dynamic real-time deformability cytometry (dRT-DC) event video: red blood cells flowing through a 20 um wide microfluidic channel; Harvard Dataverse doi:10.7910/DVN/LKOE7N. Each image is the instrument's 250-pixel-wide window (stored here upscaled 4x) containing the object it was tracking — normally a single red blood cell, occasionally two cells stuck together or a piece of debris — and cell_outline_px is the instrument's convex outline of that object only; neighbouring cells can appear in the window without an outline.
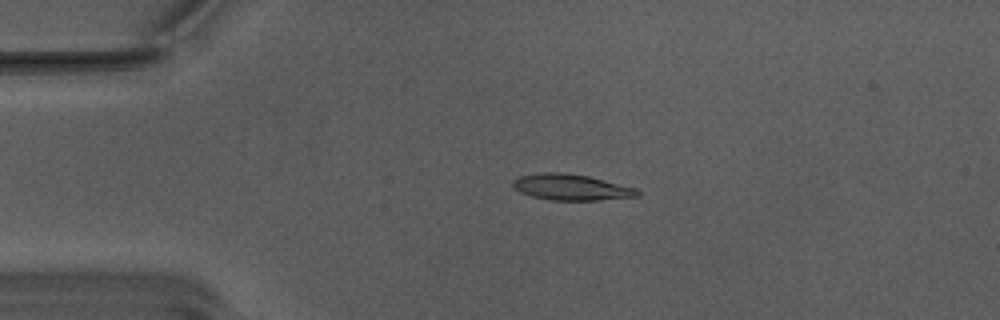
{"species": "Egyptian fruit bat (a non-hibernating species)", "species_latin": "Rousettus aegyptiacus", "temperature_condition": "warm", "stored_images_in_passage": 13, "camera_frame_rate_fps": 3000, "um_per_image_px": 0.085, "animal": {"sex": "male"}, "frame": {"image": 1, "passage_image": 1, "time_ms": 0.0, "image_size_px": [1000, 320], "cell_outline_px": [[640, 196], [596, 200], [552, 200], [532, 196], [520, 192], [512, 184], [512, 180], [520, 176], [544, 172], [560, 172], [588, 176], [636, 188], [640, 192]], "centroid_in_image_um": [48.55, 15.91], "position_along_channel_um": 36.4, "area_um2": 18.67}}
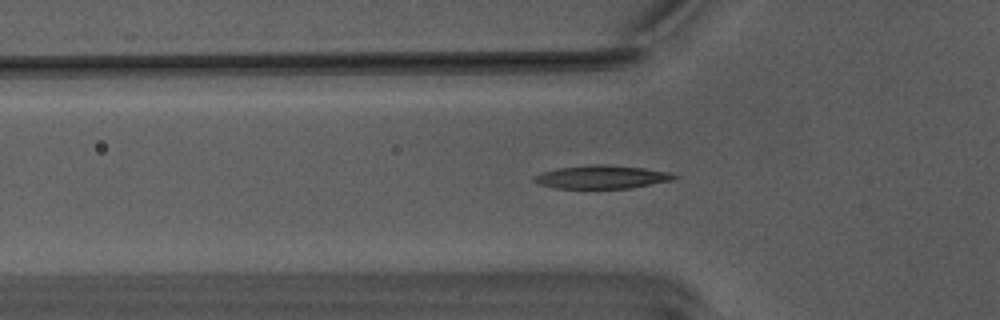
{"frame": {"image": 2, "passage_image": 7, "time_ms": 2.0, "image_size_px": [1000, 320], "cell_outline_px": [[680, 176], [672, 180], [632, 188], [552, 188], [540, 184], [532, 180], [532, 176], [556, 168], [600, 164], [644, 168], [672, 172]], "centroid_in_image_um": [51.17, 15.05], "position_along_channel_um": 74.6, "area_um2": 18.96}}
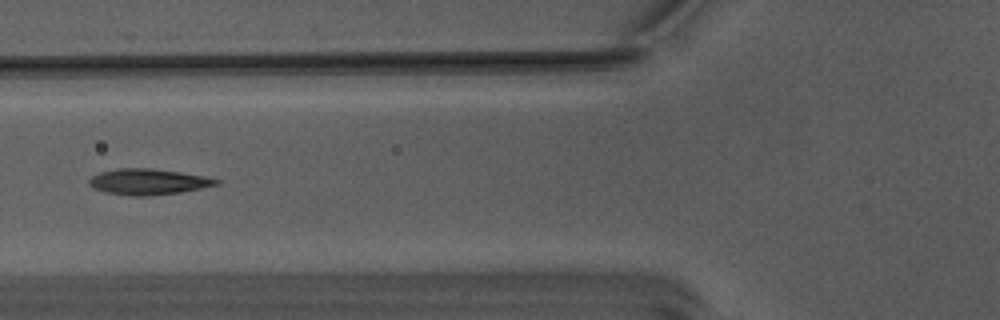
{"frame": {"image": 3, "passage_image": 10, "time_ms": 3.0, "image_size_px": [1000, 320], "cell_outline_px": [[220, 184], [180, 192], [152, 196], [128, 196], [104, 192], [92, 188], [88, 184], [88, 180], [92, 176], [100, 172], [116, 168], [152, 168], [180, 172], [204, 176], [220, 180]], "centroid_in_image_um": [12.55, 15.45], "position_along_channel_um": 113.3, "area_um2": 19.36}}